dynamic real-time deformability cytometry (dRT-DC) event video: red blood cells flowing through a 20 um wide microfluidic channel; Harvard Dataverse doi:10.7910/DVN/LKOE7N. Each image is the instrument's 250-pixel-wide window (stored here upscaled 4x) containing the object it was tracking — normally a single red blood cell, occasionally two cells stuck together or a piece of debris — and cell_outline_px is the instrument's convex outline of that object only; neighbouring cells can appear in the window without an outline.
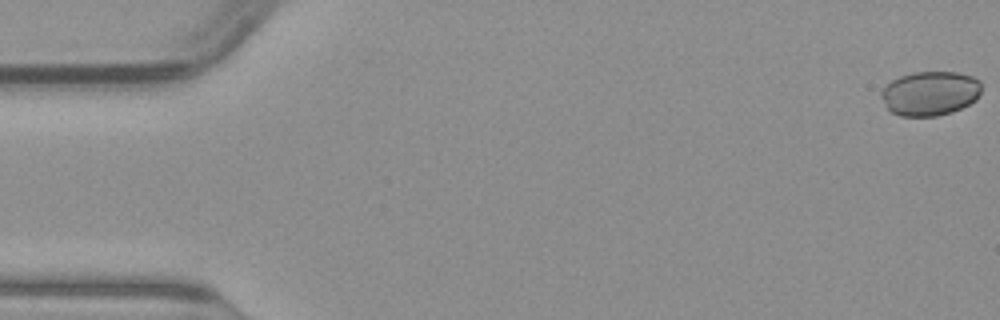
{"species": "common noctule bat (a hibernating species)", "species_latin": "Nyctalus noctula", "temperature_condition": "warm", "stored_images_in_passage": 51, "camera_frame_rate_fps": 3000, "um_per_image_px": 0.085, "animal": {"sex": "male", "body_mass_g": 23.1, "forearm_length_mm": 52.7}, "frame": {"image": 1, "passage_image": 1, "time_ms": 0.0, "image_size_px": [1000, 320], "cell_outline_px": [[980, 92], [976, 100], [952, 112], [936, 116], [900, 116], [892, 112], [888, 108], [880, 96], [880, 92], [892, 80], [900, 76], [912, 72], [956, 72], [972, 76], [980, 80]], "centroid_in_image_um": [79.05, 7.93], "position_along_channel_um": 5.9, "area_um2": 25.84}}
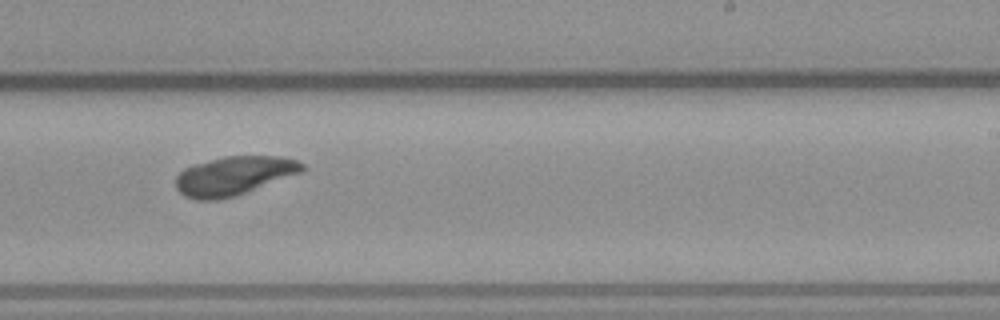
{"frame": {"image": 2, "passage_image": 31, "time_ms": 10.0, "image_size_px": [1000, 320], "cell_outline_px": [[304, 168], [300, 172], [236, 196], [216, 200], [196, 200], [184, 196], [176, 188], [176, 176], [184, 168], [192, 164], [224, 156], [276, 156], [296, 160], [304, 164]], "centroid_in_image_um": [19.82, 14.94], "position_along_channel_um": 269.2, "area_um2": 28.44}}
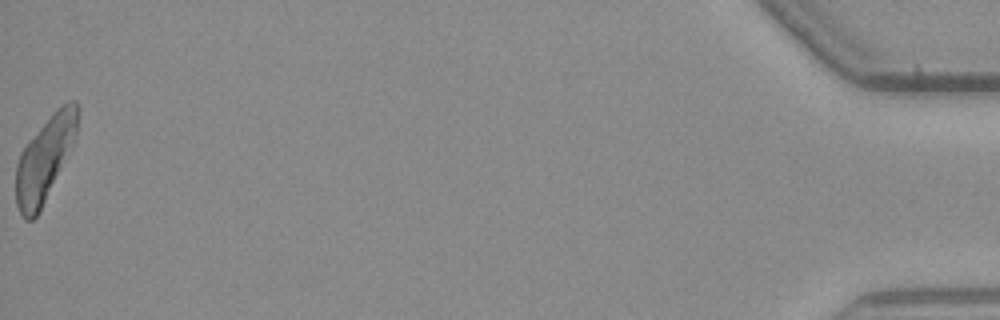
{"frame": {"image": 3, "passage_image": 51, "time_ms": 16.667, "image_size_px": [1000, 320], "cell_outline_px": [[80, 112], [76, 136], [40, 212], [32, 220], [24, 220], [16, 204], [16, 164], [20, 152], [28, 140], [52, 112], [56, 108], [68, 100], [76, 100], [80, 108]], "centroid_in_image_um": [3.81, 13.45], "position_along_channel_um": 431.4, "area_um2": 30.46}}